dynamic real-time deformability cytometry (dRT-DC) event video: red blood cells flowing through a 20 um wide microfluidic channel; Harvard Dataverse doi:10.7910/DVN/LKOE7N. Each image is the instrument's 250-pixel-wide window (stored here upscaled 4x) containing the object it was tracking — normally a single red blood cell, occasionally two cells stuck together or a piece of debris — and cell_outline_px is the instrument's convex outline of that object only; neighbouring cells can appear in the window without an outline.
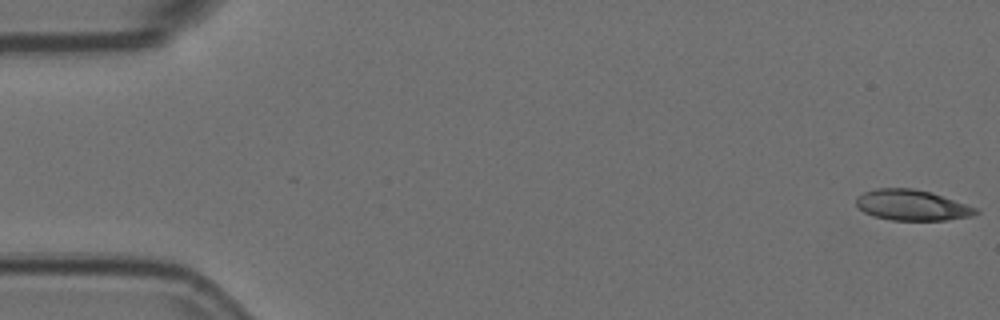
{"species": "Egyptian fruit bat (a non-hibernating species)", "species_latin": "Rousettus aegyptiacus", "temperature_condition": "room temperature", "stored_images_in_passage": 6, "camera_frame_rate_fps": 3000, "um_per_image_px": 0.085, "animal": {"sex": "female"}, "frame": {"image": 1, "passage_image": 1, "time_ms": 0.0, "image_size_px": [1000, 320], "cell_outline_px": [[980, 212], [972, 216], [944, 220], [892, 220], [872, 216], [864, 212], [856, 204], [856, 196], [864, 192], [876, 188], [912, 188], [932, 192], [976, 208]], "centroid_in_image_um": [77.49, 17.43], "position_along_channel_um": 7.5, "area_um2": 21.33}}
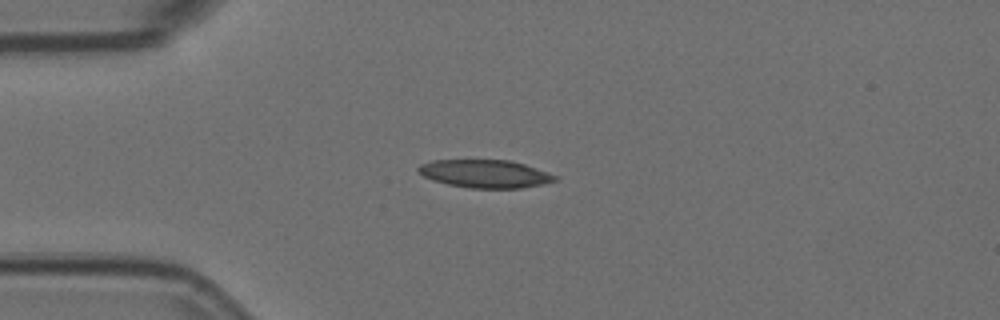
{"frame": {"image": 2, "passage_image": 5, "time_ms": 1.333, "image_size_px": [1000, 320], "cell_outline_px": [[556, 180], [544, 184], [520, 188], [468, 188], [448, 184], [432, 180], [424, 176], [416, 168], [420, 164], [432, 160], [508, 160], [524, 164], [556, 176]], "centroid_in_image_um": [41.19, 14.77], "position_along_channel_um": 43.8, "area_um2": 22.08}}